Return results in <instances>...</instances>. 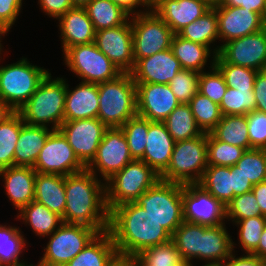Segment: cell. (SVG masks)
Here are the masks:
<instances>
[{
  "label": "cell",
  "mask_w": 266,
  "mask_h": 266,
  "mask_svg": "<svg viewBox=\"0 0 266 266\" xmlns=\"http://www.w3.org/2000/svg\"><path fill=\"white\" fill-rule=\"evenodd\" d=\"M252 192L260 207L261 215L266 217V180L253 185Z\"/></svg>",
  "instance_id": "58"
},
{
  "label": "cell",
  "mask_w": 266,
  "mask_h": 266,
  "mask_svg": "<svg viewBox=\"0 0 266 266\" xmlns=\"http://www.w3.org/2000/svg\"><path fill=\"white\" fill-rule=\"evenodd\" d=\"M117 253L109 231L98 233L94 239L65 266H105Z\"/></svg>",
  "instance_id": "30"
},
{
  "label": "cell",
  "mask_w": 266,
  "mask_h": 266,
  "mask_svg": "<svg viewBox=\"0 0 266 266\" xmlns=\"http://www.w3.org/2000/svg\"><path fill=\"white\" fill-rule=\"evenodd\" d=\"M219 39L223 44L264 29V18L252 10L235 6H214Z\"/></svg>",
  "instance_id": "19"
},
{
  "label": "cell",
  "mask_w": 266,
  "mask_h": 266,
  "mask_svg": "<svg viewBox=\"0 0 266 266\" xmlns=\"http://www.w3.org/2000/svg\"><path fill=\"white\" fill-rule=\"evenodd\" d=\"M23 0H0V25L8 32L20 14Z\"/></svg>",
  "instance_id": "52"
},
{
  "label": "cell",
  "mask_w": 266,
  "mask_h": 266,
  "mask_svg": "<svg viewBox=\"0 0 266 266\" xmlns=\"http://www.w3.org/2000/svg\"><path fill=\"white\" fill-rule=\"evenodd\" d=\"M41 9L49 17L56 18L64 15L69 9L73 8L71 0H38Z\"/></svg>",
  "instance_id": "53"
},
{
  "label": "cell",
  "mask_w": 266,
  "mask_h": 266,
  "mask_svg": "<svg viewBox=\"0 0 266 266\" xmlns=\"http://www.w3.org/2000/svg\"><path fill=\"white\" fill-rule=\"evenodd\" d=\"M131 266H149L139 255L131 256Z\"/></svg>",
  "instance_id": "63"
},
{
  "label": "cell",
  "mask_w": 266,
  "mask_h": 266,
  "mask_svg": "<svg viewBox=\"0 0 266 266\" xmlns=\"http://www.w3.org/2000/svg\"><path fill=\"white\" fill-rule=\"evenodd\" d=\"M97 118L108 128L121 127L137 115L136 83L131 73H122L116 79L99 83Z\"/></svg>",
  "instance_id": "4"
},
{
  "label": "cell",
  "mask_w": 266,
  "mask_h": 266,
  "mask_svg": "<svg viewBox=\"0 0 266 266\" xmlns=\"http://www.w3.org/2000/svg\"><path fill=\"white\" fill-rule=\"evenodd\" d=\"M159 179L160 175L144 161L132 160L105 182L108 211L120 204L134 202Z\"/></svg>",
  "instance_id": "7"
},
{
  "label": "cell",
  "mask_w": 266,
  "mask_h": 266,
  "mask_svg": "<svg viewBox=\"0 0 266 266\" xmlns=\"http://www.w3.org/2000/svg\"><path fill=\"white\" fill-rule=\"evenodd\" d=\"M260 215L261 210L252 191L235 196L226 206V219L232 222Z\"/></svg>",
  "instance_id": "50"
},
{
  "label": "cell",
  "mask_w": 266,
  "mask_h": 266,
  "mask_svg": "<svg viewBox=\"0 0 266 266\" xmlns=\"http://www.w3.org/2000/svg\"><path fill=\"white\" fill-rule=\"evenodd\" d=\"M132 160L134 159L130 154L124 132L120 127H113L105 131L95 158L86 168L96 177L99 172L105 183Z\"/></svg>",
  "instance_id": "13"
},
{
  "label": "cell",
  "mask_w": 266,
  "mask_h": 266,
  "mask_svg": "<svg viewBox=\"0 0 266 266\" xmlns=\"http://www.w3.org/2000/svg\"><path fill=\"white\" fill-rule=\"evenodd\" d=\"M251 254L260 259L266 260V226L261 234L258 247Z\"/></svg>",
  "instance_id": "61"
},
{
  "label": "cell",
  "mask_w": 266,
  "mask_h": 266,
  "mask_svg": "<svg viewBox=\"0 0 266 266\" xmlns=\"http://www.w3.org/2000/svg\"><path fill=\"white\" fill-rule=\"evenodd\" d=\"M181 69L170 48L139 59L130 73L135 83L169 84Z\"/></svg>",
  "instance_id": "20"
},
{
  "label": "cell",
  "mask_w": 266,
  "mask_h": 266,
  "mask_svg": "<svg viewBox=\"0 0 266 266\" xmlns=\"http://www.w3.org/2000/svg\"><path fill=\"white\" fill-rule=\"evenodd\" d=\"M108 231L117 253L130 256L171 241V234L135 202L120 204L110 211Z\"/></svg>",
  "instance_id": "1"
},
{
  "label": "cell",
  "mask_w": 266,
  "mask_h": 266,
  "mask_svg": "<svg viewBox=\"0 0 266 266\" xmlns=\"http://www.w3.org/2000/svg\"><path fill=\"white\" fill-rule=\"evenodd\" d=\"M175 141L163 122H151L147 133L146 147L140 159L161 175L168 167Z\"/></svg>",
  "instance_id": "22"
},
{
  "label": "cell",
  "mask_w": 266,
  "mask_h": 266,
  "mask_svg": "<svg viewBox=\"0 0 266 266\" xmlns=\"http://www.w3.org/2000/svg\"><path fill=\"white\" fill-rule=\"evenodd\" d=\"M199 72L181 69L169 82L171 91L180 103L188 104L198 92Z\"/></svg>",
  "instance_id": "49"
},
{
  "label": "cell",
  "mask_w": 266,
  "mask_h": 266,
  "mask_svg": "<svg viewBox=\"0 0 266 266\" xmlns=\"http://www.w3.org/2000/svg\"><path fill=\"white\" fill-rule=\"evenodd\" d=\"M6 33H8V31H7L3 26L0 25V54H2L1 52H2V46H3L2 43H1V42H2V41H1L2 39H1V38H2V36H4ZM0 57H1V55H0Z\"/></svg>",
  "instance_id": "66"
},
{
  "label": "cell",
  "mask_w": 266,
  "mask_h": 266,
  "mask_svg": "<svg viewBox=\"0 0 266 266\" xmlns=\"http://www.w3.org/2000/svg\"><path fill=\"white\" fill-rule=\"evenodd\" d=\"M203 1H205L211 7L217 6L221 2V0H203Z\"/></svg>",
  "instance_id": "67"
},
{
  "label": "cell",
  "mask_w": 266,
  "mask_h": 266,
  "mask_svg": "<svg viewBox=\"0 0 266 266\" xmlns=\"http://www.w3.org/2000/svg\"><path fill=\"white\" fill-rule=\"evenodd\" d=\"M91 0H71L74 7H85Z\"/></svg>",
  "instance_id": "65"
},
{
  "label": "cell",
  "mask_w": 266,
  "mask_h": 266,
  "mask_svg": "<svg viewBox=\"0 0 266 266\" xmlns=\"http://www.w3.org/2000/svg\"><path fill=\"white\" fill-rule=\"evenodd\" d=\"M244 152V148L217 140L211 133H207L208 165L232 167Z\"/></svg>",
  "instance_id": "41"
},
{
  "label": "cell",
  "mask_w": 266,
  "mask_h": 266,
  "mask_svg": "<svg viewBox=\"0 0 266 266\" xmlns=\"http://www.w3.org/2000/svg\"><path fill=\"white\" fill-rule=\"evenodd\" d=\"M139 256L149 266H186L172 241L149 247Z\"/></svg>",
  "instance_id": "48"
},
{
  "label": "cell",
  "mask_w": 266,
  "mask_h": 266,
  "mask_svg": "<svg viewBox=\"0 0 266 266\" xmlns=\"http://www.w3.org/2000/svg\"><path fill=\"white\" fill-rule=\"evenodd\" d=\"M48 70L32 65L27 58L0 66V99L16 112L35 93Z\"/></svg>",
  "instance_id": "8"
},
{
  "label": "cell",
  "mask_w": 266,
  "mask_h": 266,
  "mask_svg": "<svg viewBox=\"0 0 266 266\" xmlns=\"http://www.w3.org/2000/svg\"><path fill=\"white\" fill-rule=\"evenodd\" d=\"M134 202L171 235L184 221L182 184L159 179Z\"/></svg>",
  "instance_id": "5"
},
{
  "label": "cell",
  "mask_w": 266,
  "mask_h": 266,
  "mask_svg": "<svg viewBox=\"0 0 266 266\" xmlns=\"http://www.w3.org/2000/svg\"><path fill=\"white\" fill-rule=\"evenodd\" d=\"M256 100L255 110L266 113V77L258 72L253 88Z\"/></svg>",
  "instance_id": "55"
},
{
  "label": "cell",
  "mask_w": 266,
  "mask_h": 266,
  "mask_svg": "<svg viewBox=\"0 0 266 266\" xmlns=\"http://www.w3.org/2000/svg\"><path fill=\"white\" fill-rule=\"evenodd\" d=\"M219 266H266L265 260L252 254L236 257L233 253Z\"/></svg>",
  "instance_id": "57"
},
{
  "label": "cell",
  "mask_w": 266,
  "mask_h": 266,
  "mask_svg": "<svg viewBox=\"0 0 266 266\" xmlns=\"http://www.w3.org/2000/svg\"><path fill=\"white\" fill-rule=\"evenodd\" d=\"M171 241L186 265L194 258L202 259L203 225L183 221L171 235Z\"/></svg>",
  "instance_id": "31"
},
{
  "label": "cell",
  "mask_w": 266,
  "mask_h": 266,
  "mask_svg": "<svg viewBox=\"0 0 266 266\" xmlns=\"http://www.w3.org/2000/svg\"><path fill=\"white\" fill-rule=\"evenodd\" d=\"M266 77V65L260 71Z\"/></svg>",
  "instance_id": "68"
},
{
  "label": "cell",
  "mask_w": 266,
  "mask_h": 266,
  "mask_svg": "<svg viewBox=\"0 0 266 266\" xmlns=\"http://www.w3.org/2000/svg\"><path fill=\"white\" fill-rule=\"evenodd\" d=\"M84 8L95 31L123 25L131 18L111 0H91Z\"/></svg>",
  "instance_id": "34"
},
{
  "label": "cell",
  "mask_w": 266,
  "mask_h": 266,
  "mask_svg": "<svg viewBox=\"0 0 266 266\" xmlns=\"http://www.w3.org/2000/svg\"><path fill=\"white\" fill-rule=\"evenodd\" d=\"M233 223L238 225V228L240 226L238 239L242 250L246 254H251L258 247L261 234L266 226V217L260 215Z\"/></svg>",
  "instance_id": "46"
},
{
  "label": "cell",
  "mask_w": 266,
  "mask_h": 266,
  "mask_svg": "<svg viewBox=\"0 0 266 266\" xmlns=\"http://www.w3.org/2000/svg\"><path fill=\"white\" fill-rule=\"evenodd\" d=\"M232 182H233V198L244 193L252 191L253 185L248 178H246L236 165L232 166Z\"/></svg>",
  "instance_id": "56"
},
{
  "label": "cell",
  "mask_w": 266,
  "mask_h": 266,
  "mask_svg": "<svg viewBox=\"0 0 266 266\" xmlns=\"http://www.w3.org/2000/svg\"><path fill=\"white\" fill-rule=\"evenodd\" d=\"M18 214L17 218L22 219L40 237L50 236L63 223L61 216L35 200L23 207Z\"/></svg>",
  "instance_id": "32"
},
{
  "label": "cell",
  "mask_w": 266,
  "mask_h": 266,
  "mask_svg": "<svg viewBox=\"0 0 266 266\" xmlns=\"http://www.w3.org/2000/svg\"><path fill=\"white\" fill-rule=\"evenodd\" d=\"M188 104L198 127L203 133H210L221 120L222 114L219 105L199 92L194 95Z\"/></svg>",
  "instance_id": "40"
},
{
  "label": "cell",
  "mask_w": 266,
  "mask_h": 266,
  "mask_svg": "<svg viewBox=\"0 0 266 266\" xmlns=\"http://www.w3.org/2000/svg\"><path fill=\"white\" fill-rule=\"evenodd\" d=\"M163 123L175 142L184 141L203 134L196 123L189 104L180 103Z\"/></svg>",
  "instance_id": "36"
},
{
  "label": "cell",
  "mask_w": 266,
  "mask_h": 266,
  "mask_svg": "<svg viewBox=\"0 0 266 266\" xmlns=\"http://www.w3.org/2000/svg\"><path fill=\"white\" fill-rule=\"evenodd\" d=\"M20 228L0 225V265L1 266H27L19 260L21 251L26 247Z\"/></svg>",
  "instance_id": "38"
},
{
  "label": "cell",
  "mask_w": 266,
  "mask_h": 266,
  "mask_svg": "<svg viewBox=\"0 0 266 266\" xmlns=\"http://www.w3.org/2000/svg\"><path fill=\"white\" fill-rule=\"evenodd\" d=\"M105 266H131V256L116 253Z\"/></svg>",
  "instance_id": "60"
},
{
  "label": "cell",
  "mask_w": 266,
  "mask_h": 266,
  "mask_svg": "<svg viewBox=\"0 0 266 266\" xmlns=\"http://www.w3.org/2000/svg\"><path fill=\"white\" fill-rule=\"evenodd\" d=\"M171 49L174 56L179 60L182 69H188L203 72L205 65L207 64L208 58L216 57V49H211L208 46L186 40L174 34L171 42Z\"/></svg>",
  "instance_id": "29"
},
{
  "label": "cell",
  "mask_w": 266,
  "mask_h": 266,
  "mask_svg": "<svg viewBox=\"0 0 266 266\" xmlns=\"http://www.w3.org/2000/svg\"><path fill=\"white\" fill-rule=\"evenodd\" d=\"M63 55L65 65L82 82L99 84L114 80L123 73L94 42L72 46Z\"/></svg>",
  "instance_id": "9"
},
{
  "label": "cell",
  "mask_w": 266,
  "mask_h": 266,
  "mask_svg": "<svg viewBox=\"0 0 266 266\" xmlns=\"http://www.w3.org/2000/svg\"><path fill=\"white\" fill-rule=\"evenodd\" d=\"M91 227L62 223L50 235L44 254L36 266H65L76 257L98 234Z\"/></svg>",
  "instance_id": "10"
},
{
  "label": "cell",
  "mask_w": 266,
  "mask_h": 266,
  "mask_svg": "<svg viewBox=\"0 0 266 266\" xmlns=\"http://www.w3.org/2000/svg\"><path fill=\"white\" fill-rule=\"evenodd\" d=\"M250 149H266V113L254 110L246 114Z\"/></svg>",
  "instance_id": "51"
},
{
  "label": "cell",
  "mask_w": 266,
  "mask_h": 266,
  "mask_svg": "<svg viewBox=\"0 0 266 266\" xmlns=\"http://www.w3.org/2000/svg\"><path fill=\"white\" fill-rule=\"evenodd\" d=\"M223 74L227 87L237 90H253L259 71L230 63H215Z\"/></svg>",
  "instance_id": "47"
},
{
  "label": "cell",
  "mask_w": 266,
  "mask_h": 266,
  "mask_svg": "<svg viewBox=\"0 0 266 266\" xmlns=\"http://www.w3.org/2000/svg\"><path fill=\"white\" fill-rule=\"evenodd\" d=\"M217 6L243 7L260 14L263 18L266 14V0H221Z\"/></svg>",
  "instance_id": "54"
},
{
  "label": "cell",
  "mask_w": 266,
  "mask_h": 266,
  "mask_svg": "<svg viewBox=\"0 0 266 266\" xmlns=\"http://www.w3.org/2000/svg\"><path fill=\"white\" fill-rule=\"evenodd\" d=\"M215 63H230L261 71L266 65V29L217 46Z\"/></svg>",
  "instance_id": "12"
},
{
  "label": "cell",
  "mask_w": 266,
  "mask_h": 266,
  "mask_svg": "<svg viewBox=\"0 0 266 266\" xmlns=\"http://www.w3.org/2000/svg\"><path fill=\"white\" fill-rule=\"evenodd\" d=\"M178 35L186 40L210 47L211 43L219 40L216 9L211 7L196 21L186 25Z\"/></svg>",
  "instance_id": "37"
},
{
  "label": "cell",
  "mask_w": 266,
  "mask_h": 266,
  "mask_svg": "<svg viewBox=\"0 0 266 266\" xmlns=\"http://www.w3.org/2000/svg\"><path fill=\"white\" fill-rule=\"evenodd\" d=\"M264 28L266 29V14L264 16Z\"/></svg>",
  "instance_id": "69"
},
{
  "label": "cell",
  "mask_w": 266,
  "mask_h": 266,
  "mask_svg": "<svg viewBox=\"0 0 266 266\" xmlns=\"http://www.w3.org/2000/svg\"><path fill=\"white\" fill-rule=\"evenodd\" d=\"M107 129L98 118H88L63 121L58 130L67 139L79 161L87 167L95 158Z\"/></svg>",
  "instance_id": "15"
},
{
  "label": "cell",
  "mask_w": 266,
  "mask_h": 266,
  "mask_svg": "<svg viewBox=\"0 0 266 266\" xmlns=\"http://www.w3.org/2000/svg\"><path fill=\"white\" fill-rule=\"evenodd\" d=\"M225 226L203 225L202 260L207 266H219L234 253L235 242Z\"/></svg>",
  "instance_id": "27"
},
{
  "label": "cell",
  "mask_w": 266,
  "mask_h": 266,
  "mask_svg": "<svg viewBox=\"0 0 266 266\" xmlns=\"http://www.w3.org/2000/svg\"><path fill=\"white\" fill-rule=\"evenodd\" d=\"M66 83L64 121L97 118L99 108L98 84L80 82L73 90Z\"/></svg>",
  "instance_id": "24"
},
{
  "label": "cell",
  "mask_w": 266,
  "mask_h": 266,
  "mask_svg": "<svg viewBox=\"0 0 266 266\" xmlns=\"http://www.w3.org/2000/svg\"><path fill=\"white\" fill-rule=\"evenodd\" d=\"M137 115L163 122L180 104L168 84L136 83Z\"/></svg>",
  "instance_id": "18"
},
{
  "label": "cell",
  "mask_w": 266,
  "mask_h": 266,
  "mask_svg": "<svg viewBox=\"0 0 266 266\" xmlns=\"http://www.w3.org/2000/svg\"><path fill=\"white\" fill-rule=\"evenodd\" d=\"M87 168L65 176L66 206L62 221L96 229H109L105 183Z\"/></svg>",
  "instance_id": "2"
},
{
  "label": "cell",
  "mask_w": 266,
  "mask_h": 266,
  "mask_svg": "<svg viewBox=\"0 0 266 266\" xmlns=\"http://www.w3.org/2000/svg\"><path fill=\"white\" fill-rule=\"evenodd\" d=\"M210 133L217 140L250 150L246 115H222Z\"/></svg>",
  "instance_id": "35"
},
{
  "label": "cell",
  "mask_w": 266,
  "mask_h": 266,
  "mask_svg": "<svg viewBox=\"0 0 266 266\" xmlns=\"http://www.w3.org/2000/svg\"><path fill=\"white\" fill-rule=\"evenodd\" d=\"M34 200L63 218L66 206L65 176L37 173Z\"/></svg>",
  "instance_id": "28"
},
{
  "label": "cell",
  "mask_w": 266,
  "mask_h": 266,
  "mask_svg": "<svg viewBox=\"0 0 266 266\" xmlns=\"http://www.w3.org/2000/svg\"><path fill=\"white\" fill-rule=\"evenodd\" d=\"M44 126H21L14 152V166L34 167L40 150L44 147L48 136L53 132Z\"/></svg>",
  "instance_id": "26"
},
{
  "label": "cell",
  "mask_w": 266,
  "mask_h": 266,
  "mask_svg": "<svg viewBox=\"0 0 266 266\" xmlns=\"http://www.w3.org/2000/svg\"><path fill=\"white\" fill-rule=\"evenodd\" d=\"M63 53L70 47L95 40V30L84 7H73L58 18Z\"/></svg>",
  "instance_id": "25"
},
{
  "label": "cell",
  "mask_w": 266,
  "mask_h": 266,
  "mask_svg": "<svg viewBox=\"0 0 266 266\" xmlns=\"http://www.w3.org/2000/svg\"><path fill=\"white\" fill-rule=\"evenodd\" d=\"M37 172L33 167L11 166L0 170L9 200L19 211L34 200Z\"/></svg>",
  "instance_id": "23"
},
{
  "label": "cell",
  "mask_w": 266,
  "mask_h": 266,
  "mask_svg": "<svg viewBox=\"0 0 266 266\" xmlns=\"http://www.w3.org/2000/svg\"><path fill=\"white\" fill-rule=\"evenodd\" d=\"M33 168L37 173L67 176L86 167L79 161L63 134L54 130L40 150Z\"/></svg>",
  "instance_id": "14"
},
{
  "label": "cell",
  "mask_w": 266,
  "mask_h": 266,
  "mask_svg": "<svg viewBox=\"0 0 266 266\" xmlns=\"http://www.w3.org/2000/svg\"><path fill=\"white\" fill-rule=\"evenodd\" d=\"M149 120L136 115L127 120L120 128L128 142L133 159L140 160L145 151Z\"/></svg>",
  "instance_id": "42"
},
{
  "label": "cell",
  "mask_w": 266,
  "mask_h": 266,
  "mask_svg": "<svg viewBox=\"0 0 266 266\" xmlns=\"http://www.w3.org/2000/svg\"><path fill=\"white\" fill-rule=\"evenodd\" d=\"M236 166L250 180L252 185L266 180V155L264 149L245 150Z\"/></svg>",
  "instance_id": "44"
},
{
  "label": "cell",
  "mask_w": 266,
  "mask_h": 266,
  "mask_svg": "<svg viewBox=\"0 0 266 266\" xmlns=\"http://www.w3.org/2000/svg\"><path fill=\"white\" fill-rule=\"evenodd\" d=\"M94 43L123 73L133 70L135 61L130 19L123 25L96 31Z\"/></svg>",
  "instance_id": "17"
},
{
  "label": "cell",
  "mask_w": 266,
  "mask_h": 266,
  "mask_svg": "<svg viewBox=\"0 0 266 266\" xmlns=\"http://www.w3.org/2000/svg\"><path fill=\"white\" fill-rule=\"evenodd\" d=\"M15 112L6 102L0 99V124L5 122Z\"/></svg>",
  "instance_id": "62"
},
{
  "label": "cell",
  "mask_w": 266,
  "mask_h": 266,
  "mask_svg": "<svg viewBox=\"0 0 266 266\" xmlns=\"http://www.w3.org/2000/svg\"><path fill=\"white\" fill-rule=\"evenodd\" d=\"M51 77L48 73L17 112L28 125L48 127L50 123L52 130H58L64 121L66 80Z\"/></svg>",
  "instance_id": "3"
},
{
  "label": "cell",
  "mask_w": 266,
  "mask_h": 266,
  "mask_svg": "<svg viewBox=\"0 0 266 266\" xmlns=\"http://www.w3.org/2000/svg\"><path fill=\"white\" fill-rule=\"evenodd\" d=\"M141 2L146 6L143 7L144 10H153L160 2V0H141Z\"/></svg>",
  "instance_id": "64"
},
{
  "label": "cell",
  "mask_w": 266,
  "mask_h": 266,
  "mask_svg": "<svg viewBox=\"0 0 266 266\" xmlns=\"http://www.w3.org/2000/svg\"><path fill=\"white\" fill-rule=\"evenodd\" d=\"M198 185L227 206L233 199L232 167L208 165Z\"/></svg>",
  "instance_id": "33"
},
{
  "label": "cell",
  "mask_w": 266,
  "mask_h": 266,
  "mask_svg": "<svg viewBox=\"0 0 266 266\" xmlns=\"http://www.w3.org/2000/svg\"><path fill=\"white\" fill-rule=\"evenodd\" d=\"M135 63L139 59L171 48V28L153 11L131 18Z\"/></svg>",
  "instance_id": "11"
},
{
  "label": "cell",
  "mask_w": 266,
  "mask_h": 266,
  "mask_svg": "<svg viewBox=\"0 0 266 266\" xmlns=\"http://www.w3.org/2000/svg\"><path fill=\"white\" fill-rule=\"evenodd\" d=\"M210 72L199 74L198 92L203 96L209 97L214 103L220 105L222 98L227 90V85L223 74L215 66V58L212 57Z\"/></svg>",
  "instance_id": "45"
},
{
  "label": "cell",
  "mask_w": 266,
  "mask_h": 266,
  "mask_svg": "<svg viewBox=\"0 0 266 266\" xmlns=\"http://www.w3.org/2000/svg\"><path fill=\"white\" fill-rule=\"evenodd\" d=\"M114 4H116L117 6L121 7L125 12H127L129 15H137V14H142V13H146L149 12L150 10H139L140 12H136V10H134L135 8H138L139 6H144L146 7L141 0H111ZM138 6V7H137Z\"/></svg>",
  "instance_id": "59"
},
{
  "label": "cell",
  "mask_w": 266,
  "mask_h": 266,
  "mask_svg": "<svg viewBox=\"0 0 266 266\" xmlns=\"http://www.w3.org/2000/svg\"><path fill=\"white\" fill-rule=\"evenodd\" d=\"M23 124L18 112L0 124V170L14 166V152Z\"/></svg>",
  "instance_id": "39"
},
{
  "label": "cell",
  "mask_w": 266,
  "mask_h": 266,
  "mask_svg": "<svg viewBox=\"0 0 266 266\" xmlns=\"http://www.w3.org/2000/svg\"><path fill=\"white\" fill-rule=\"evenodd\" d=\"M182 199L184 221L205 226L225 224L226 206L198 184L182 185Z\"/></svg>",
  "instance_id": "16"
},
{
  "label": "cell",
  "mask_w": 266,
  "mask_h": 266,
  "mask_svg": "<svg viewBox=\"0 0 266 266\" xmlns=\"http://www.w3.org/2000/svg\"><path fill=\"white\" fill-rule=\"evenodd\" d=\"M207 166V133H203L175 142L170 163L160 179L182 185L198 184Z\"/></svg>",
  "instance_id": "6"
},
{
  "label": "cell",
  "mask_w": 266,
  "mask_h": 266,
  "mask_svg": "<svg viewBox=\"0 0 266 266\" xmlns=\"http://www.w3.org/2000/svg\"><path fill=\"white\" fill-rule=\"evenodd\" d=\"M253 90H237L227 87L219 105L222 115H246L255 110Z\"/></svg>",
  "instance_id": "43"
},
{
  "label": "cell",
  "mask_w": 266,
  "mask_h": 266,
  "mask_svg": "<svg viewBox=\"0 0 266 266\" xmlns=\"http://www.w3.org/2000/svg\"><path fill=\"white\" fill-rule=\"evenodd\" d=\"M211 8L203 0H160L153 11L178 34Z\"/></svg>",
  "instance_id": "21"
}]
</instances>
